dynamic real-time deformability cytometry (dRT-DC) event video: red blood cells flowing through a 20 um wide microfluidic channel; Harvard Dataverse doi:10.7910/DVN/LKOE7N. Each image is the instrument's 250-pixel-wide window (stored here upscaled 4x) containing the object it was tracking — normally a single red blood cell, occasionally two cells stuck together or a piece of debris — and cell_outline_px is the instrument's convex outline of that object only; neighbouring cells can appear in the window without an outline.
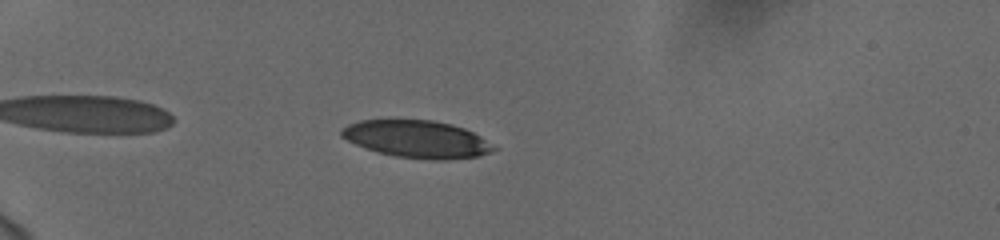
{"species": "human", "species_latin": "Homo sapiens", "temperature_condition": "cold", "stored_images_in_passage": 44, "camera_frame_rate_fps": 3000, "um_per_image_px": 0.085, "donor": {"sex": "female"}, "frame": {"image": 1, "passage_image": 5, "time_ms": 1.333, "image_size_px": [1000, 240], "cell_outline_px": [[500, 148], [492, 152], [476, 156], [444, 160], [436, 160], [396, 156], [380, 152], [356, 144], [340, 136], [340, 128], [348, 124], [360, 120], [432, 120], [452, 124], [464, 128], [480, 136]], "centroid_in_image_um": [35.47, 11.82], "position_along_channel_um": 49.5, "area_um2": 32.95}}
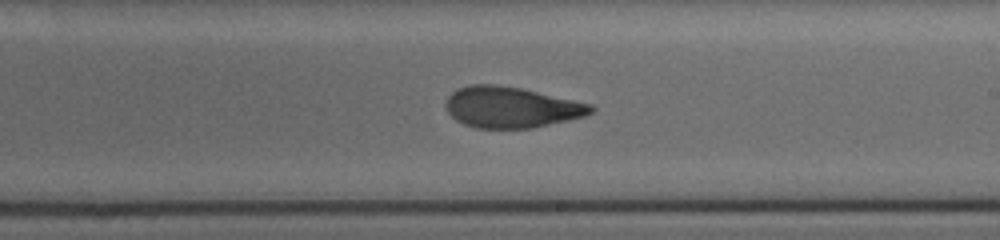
{"frame": {"image": 2, "passage_image": 24, "time_ms": 7.667, "image_size_px": [1000, 240], "cell_outline_px": [[596, 108], [592, 112], [584, 116], [568, 120], [532, 128], [476, 128], [464, 124], [456, 120], [448, 112], [444, 104], [448, 96], [456, 88], [468, 84], [492, 84], [520, 88], [592, 104]], "centroid_in_image_um": [43.42, 9.11], "position_along_channel_um": 245.6, "area_um2": 34.62}}
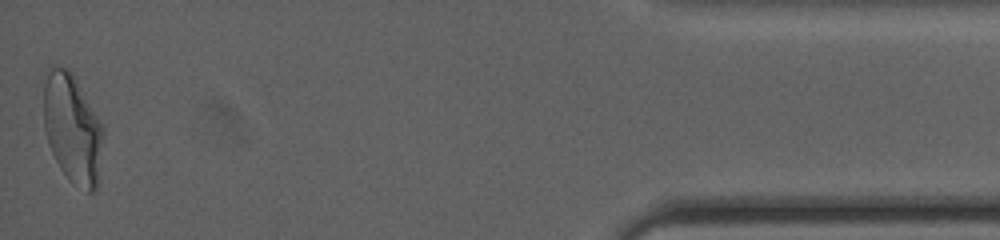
{"frame": {"image": 3, "passage_image": 44, "time_ms": 14.333, "image_size_px": [1000, 240], "cell_outline_px": [[104, 136], [96, 192], [88, 192], [72, 184], [68, 180], [60, 168], [48, 144], [44, 132], [44, 84], [48, 72], [52, 64], [68, 68], [72, 72], [104, 128]], "centroid_in_image_um": [6.16, 10.95], "position_along_channel_um": 429.0, "area_um2": 38.15}, "authors_computed_cell_mechanics": {"area_um2": 34.8534, "velocity_mm_per_s": 3.7525, "shape_relaxation_time_tau1_ms": 4.7996, "shape_relaxation_time_tau2_ms": 1.6178, "deformation_change_tau1": 0.1699, "deformation_change_tau2": 0.0834}}